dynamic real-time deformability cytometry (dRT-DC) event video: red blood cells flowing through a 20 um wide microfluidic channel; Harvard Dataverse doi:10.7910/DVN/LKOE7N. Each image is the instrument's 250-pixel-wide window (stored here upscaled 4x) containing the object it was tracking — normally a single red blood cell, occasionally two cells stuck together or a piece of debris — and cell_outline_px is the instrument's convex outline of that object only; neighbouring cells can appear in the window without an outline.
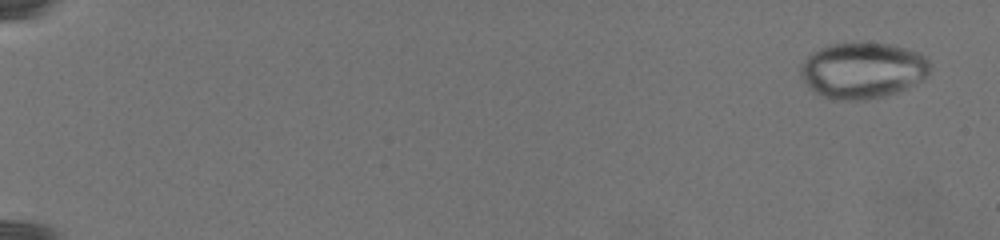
{"species": "common noctule bat (a hibernating species)", "species_latin": "Nyctalus noctula", "temperature_condition": "warm", "stored_images_in_passage": 55, "camera_frame_rate_fps": 3000, "um_per_image_px": 0.085, "animal": {"sex": "female", "body_mass_g": 19.5, "forearm_length_mm": 54.1}, "frame": {"image": 1, "passage_image": 1, "time_ms": 0.0, "image_size_px": [1000, 240], "cell_outline_px": [[932, 68], [920, 80], [896, 92], [864, 100], [828, 100], [808, 88], [800, 76], [800, 68], [804, 60], [812, 52], [820, 48], [832, 44], [892, 44], [916, 52], [924, 56], [928, 60]], "centroid_in_image_um": [73.26, 6.0], "position_along_channel_um": 11.7, "area_um2": 41.85}}